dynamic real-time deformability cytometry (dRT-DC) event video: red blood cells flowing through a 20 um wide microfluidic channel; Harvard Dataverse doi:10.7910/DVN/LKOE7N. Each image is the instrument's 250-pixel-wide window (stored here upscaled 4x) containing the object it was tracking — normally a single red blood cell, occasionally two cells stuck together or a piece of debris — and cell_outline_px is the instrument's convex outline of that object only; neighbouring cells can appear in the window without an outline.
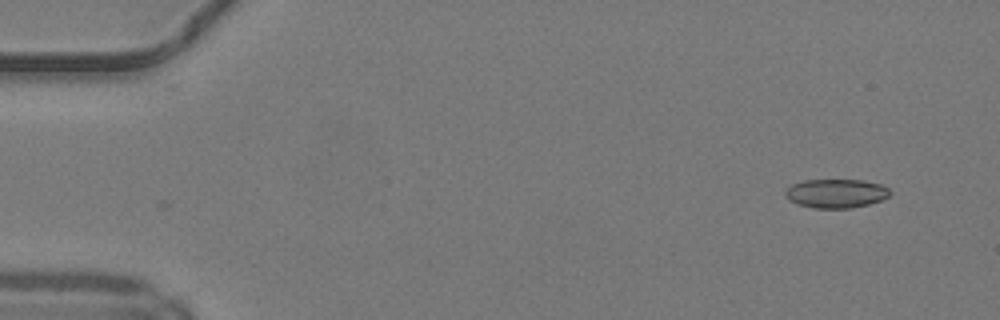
{"species": "common noctule bat (a hibernating species)", "species_latin": "Nyctalus noctula", "temperature_condition": "warm", "stored_images_in_passage": 22, "camera_frame_rate_fps": 3000, "um_per_image_px": 0.085, "animal": {"sex": "male", "body_mass_g": 19.2, "forearm_length_mm": 51.8}, "frame": {"image": 1, "passage_image": 1, "time_ms": 0.0, "image_size_px": [1000, 320], "cell_outline_px": [[892, 192], [888, 196], [880, 200], [868, 204], [852, 208], [816, 208], [800, 204], [788, 200], [784, 196], [784, 192], [792, 184], [804, 180], [864, 180], [880, 184], [888, 188]], "centroid_in_image_um": [71.06, 16.43], "position_along_channel_um": 13.9, "area_um2": 17.57}}
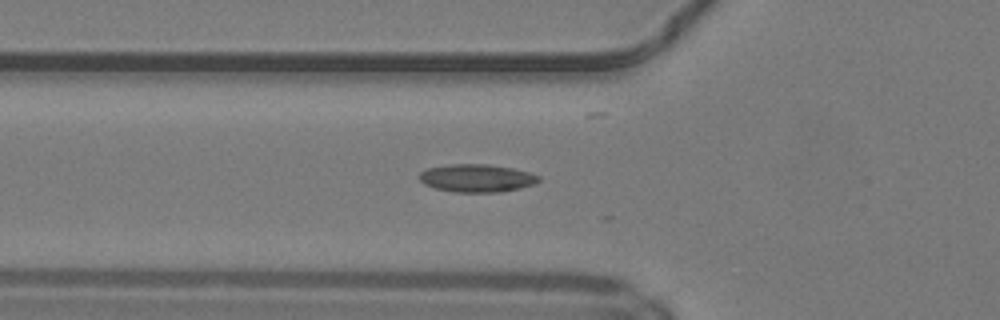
{"frame": {"image": 2, "passage_image": 15, "time_ms": 4.667, "image_size_px": [1000, 320], "cell_outline_px": [[540, 180], [536, 184], [520, 188], [500, 192], [456, 192], [436, 188], [424, 184], [420, 180], [420, 172], [428, 168], [448, 164], [488, 164], [512, 168], [528, 172], [540, 176]], "centroid_in_image_um": [40.55, 15.14], "position_along_channel_um": 85.3, "area_um2": 19.36}}
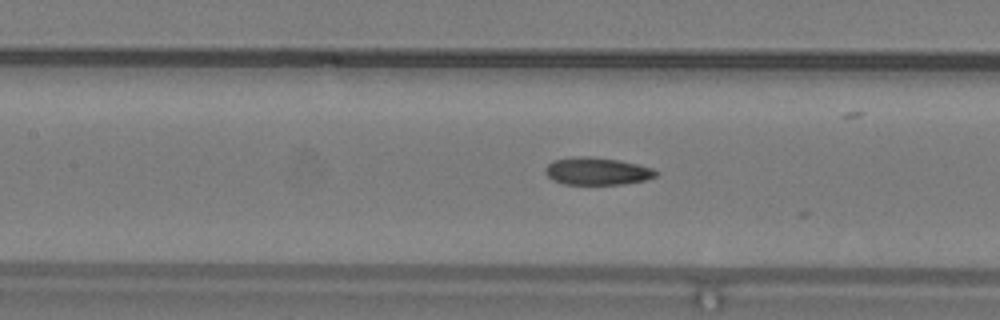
{"frame": {"image": 3, "passage_image": 20, "time_ms": 6.333, "image_size_px": [1000, 320], "cell_outline_px": [[656, 176], [644, 180], [624, 184], [564, 184], [552, 180], [544, 172], [544, 168], [552, 160], [620, 160], [652, 168], [656, 172]], "centroid_in_image_um": [50.76, 14.62], "position_along_channel_um": 156.6, "area_um2": 16.53}}